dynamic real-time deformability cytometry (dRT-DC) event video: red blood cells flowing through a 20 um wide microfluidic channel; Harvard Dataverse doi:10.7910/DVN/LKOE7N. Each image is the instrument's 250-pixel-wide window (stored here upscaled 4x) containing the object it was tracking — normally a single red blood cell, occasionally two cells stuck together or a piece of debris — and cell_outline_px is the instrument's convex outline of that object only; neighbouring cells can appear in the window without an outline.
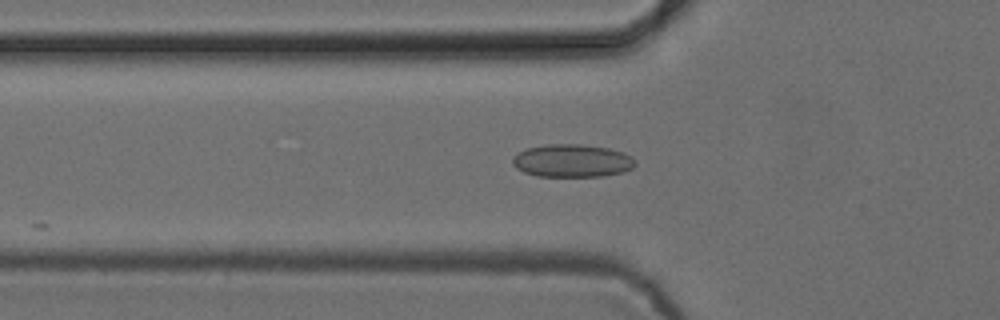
{"species": "common noctule bat (a hibernating species)", "species_latin": "Nyctalus noctula", "temperature_condition": "cold", "stored_images_in_passage": 15, "camera_frame_rate_fps": 3000, "um_per_image_px": 0.085, "animal": {"sex": "female", "body_mass_g": 24.6, "forearm_length_mm": 56.2}, "frame": {"image": 1, "passage_image": 4, "time_ms": 1.0, "image_size_px": [1000, 320], "cell_outline_px": [[636, 164], [632, 168], [624, 172], [604, 176], [536, 176], [524, 172], [516, 168], [512, 164], [512, 160], [520, 152], [528, 148], [548, 144], [580, 144], [608, 148], [624, 152], [632, 156], [636, 160]], "centroid_in_image_um": [48.68, 13.67], "position_along_channel_um": 77.1, "area_um2": 23.52}}
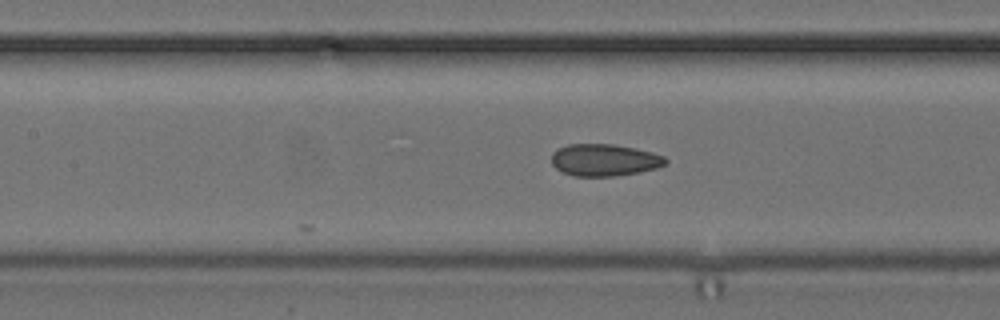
{"frame": {"image": 2, "passage_image": 10, "time_ms": 3.0, "image_size_px": [1000, 320], "cell_outline_px": [[668, 160], [664, 164], [656, 168], [640, 172], [612, 176], [572, 176], [556, 168], [552, 164], [552, 152], [556, 148], [568, 144], [612, 144], [636, 148], [652, 152], [664, 156]], "centroid_in_image_um": [51.35, 13.59], "position_along_channel_um": 156.0, "area_um2": 21.33}}
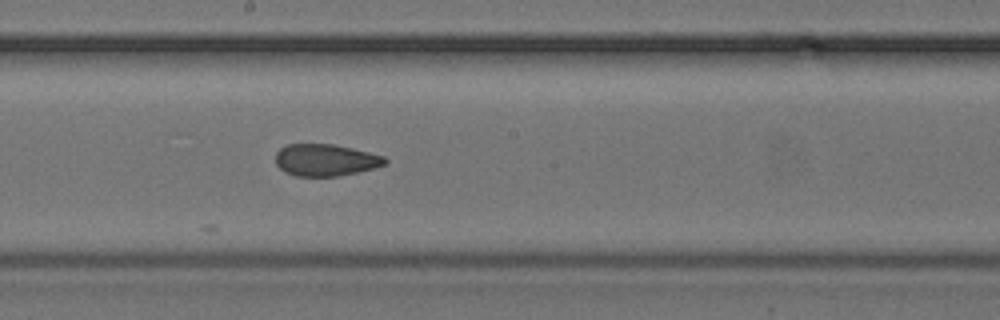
{"frame": {"image": 3, "passage_image": 15, "time_ms": 4.667, "image_size_px": [1000, 320], "cell_outline_px": [[388, 164], [356, 172], [336, 176], [296, 176], [284, 172], [276, 164], [276, 152], [280, 148], [288, 144], [332, 144], [352, 148], [384, 156], [388, 160]], "centroid_in_image_um": [27.66, 13.6], "position_along_channel_um": 220.5, "area_um2": 20.29}}